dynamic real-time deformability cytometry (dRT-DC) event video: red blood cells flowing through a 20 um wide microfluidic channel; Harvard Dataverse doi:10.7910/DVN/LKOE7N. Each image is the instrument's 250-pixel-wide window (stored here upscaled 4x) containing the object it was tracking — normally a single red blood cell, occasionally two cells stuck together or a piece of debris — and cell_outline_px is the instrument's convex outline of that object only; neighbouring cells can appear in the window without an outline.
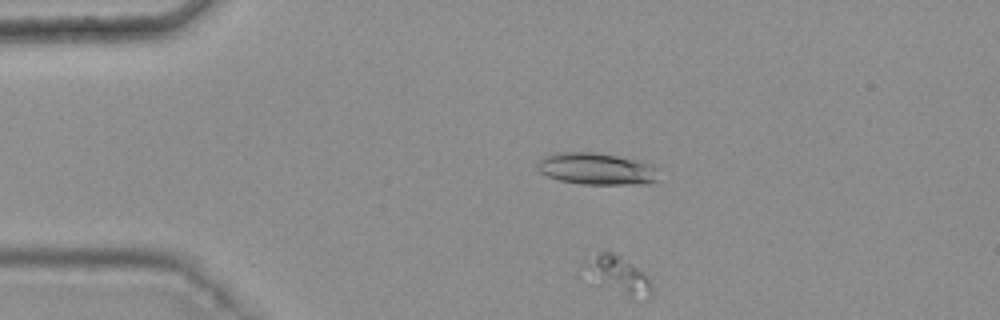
{"species": "common noctule bat (a hibernating species)", "species_latin": "Nyctalus noctula", "temperature_condition": "warm", "stored_images_in_passage": 39, "camera_frame_rate_fps": 3000, "um_per_image_px": 0.085, "animal": {"sex": "female", "body_mass_g": 25.1}, "frame": {"image": 1, "passage_image": 3, "time_ms": 0.667, "image_size_px": [1000, 320], "cell_outline_px": [[652, 288], [648, 292], [628, 296], [600, 284], [580, 268], [584, 264], [600, 252], [612, 252], [620, 256], [644, 272]], "centroid_in_image_um": [52.45, 23.29], "position_along_channel_um": 32.5, "area_um2": 13.41}}
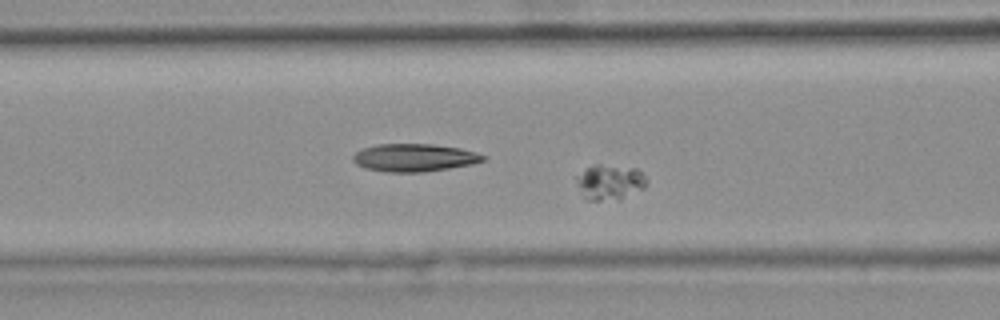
{"frame": {"image": 2, "passage_image": 14, "time_ms": 4.333, "image_size_px": [1000, 320], "cell_outline_px": [[648, 180], [644, 188], [620, 200], [588, 200], [584, 196], [576, 184], [576, 176], [588, 168], [596, 164], [600, 164], [636, 168]], "centroid_in_image_um": [51.85, 15.49], "position_along_channel_um": 114.8, "area_um2": 14.39}}
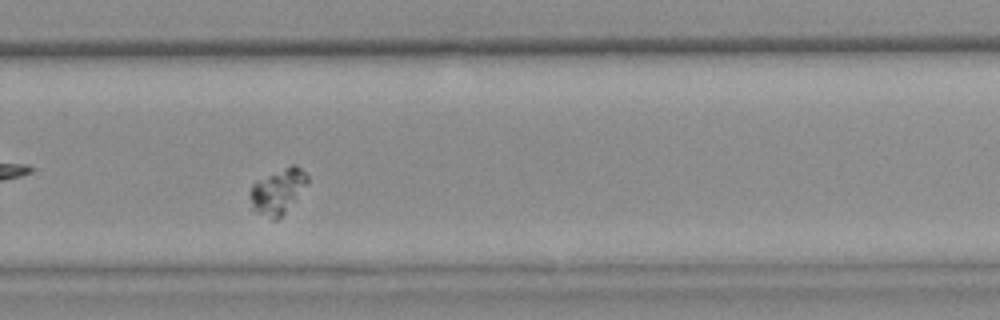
{"frame": {"image": 3, "passage_image": 30, "time_ms": 9.667, "image_size_px": [1000, 320], "cell_outline_px": [[308, 180], [284, 212], [276, 220], [272, 220], [256, 212], [252, 208], [248, 196], [248, 192], [252, 184], [256, 180], [292, 164], [300, 168], [308, 176]], "centroid_in_image_um": [23.52, 16.26], "position_along_channel_um": 306.3, "area_um2": 14.74}}